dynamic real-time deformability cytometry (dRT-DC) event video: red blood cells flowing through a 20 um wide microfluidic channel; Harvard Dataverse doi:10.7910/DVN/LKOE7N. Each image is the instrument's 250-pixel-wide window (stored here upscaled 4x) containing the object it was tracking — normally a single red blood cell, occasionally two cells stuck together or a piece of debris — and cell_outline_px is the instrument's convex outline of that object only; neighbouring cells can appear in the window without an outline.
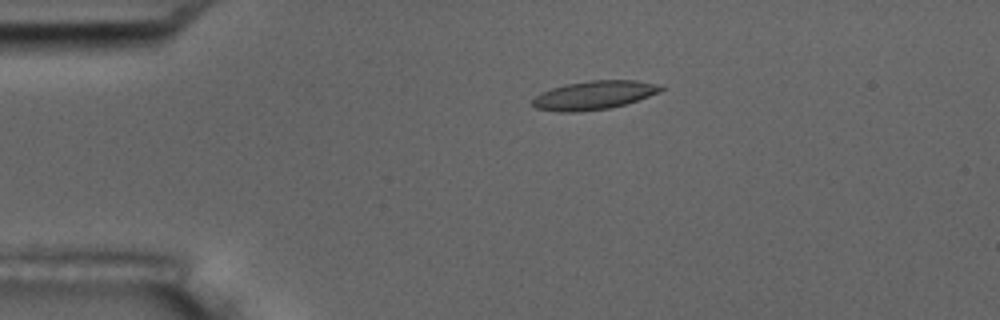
{"species": "common noctule bat (a hibernating species)", "species_latin": "Nyctalus noctula", "temperature_condition": "room temperature", "stored_images_in_passage": 7, "camera_frame_rate_fps": 3000, "um_per_image_px": 0.085, "animal": {"sex": "male", "body_mass_g": 17.5, "forearm_length_mm": 52.3}, "frame": {"image": 1, "passage_image": 4, "time_ms": 3.667, "image_size_px": [1000, 320], "cell_outline_px": [[664, 88], [660, 92], [624, 104], [608, 108], [580, 112], [560, 112], [536, 108], [532, 104], [532, 100], [540, 92], [564, 84], [588, 80], [636, 80], [664, 84]], "centroid_in_image_um": [50.5, 8.07], "position_along_channel_um": 34.5, "area_um2": 21.56}}
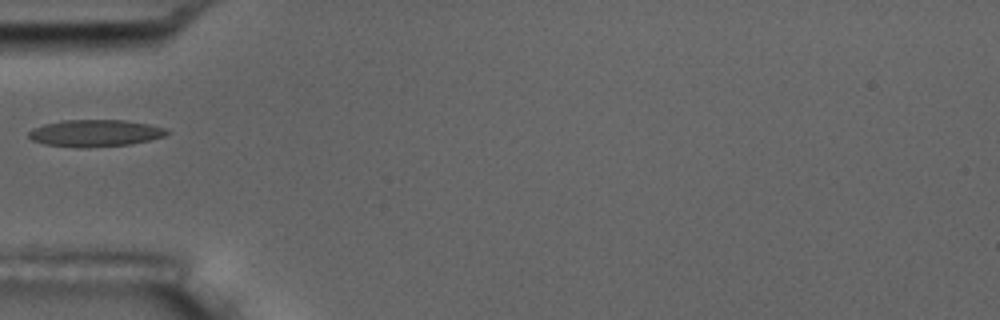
{"frame": {"image": 2, "passage_image": 6, "time_ms": 6.0, "image_size_px": [1000, 320], "cell_outline_px": [[168, 132], [164, 136], [148, 140], [128, 144], [84, 148], [80, 148], [44, 144], [32, 140], [28, 136], [28, 132], [32, 128], [44, 124], [64, 120], [124, 120], [148, 124], [164, 128]], "centroid_in_image_um": [8.02, 11.31], "position_along_channel_um": 77.0, "area_um2": 21.5}}